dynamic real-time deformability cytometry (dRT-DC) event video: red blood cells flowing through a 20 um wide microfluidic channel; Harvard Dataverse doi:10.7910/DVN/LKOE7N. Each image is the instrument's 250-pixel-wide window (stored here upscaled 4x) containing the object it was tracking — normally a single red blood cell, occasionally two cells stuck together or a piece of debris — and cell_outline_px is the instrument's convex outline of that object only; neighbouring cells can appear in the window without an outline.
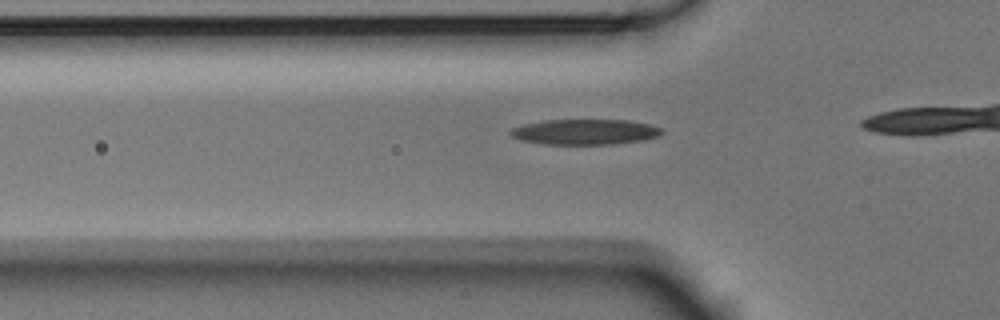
{"species": "Egyptian fruit bat (a non-hibernating species)", "species_latin": "Rousettus aegyptiacus", "temperature_condition": "room temperature", "stored_images_in_passage": 7, "camera_frame_rate_fps": 3000, "um_per_image_px": 0.085, "animal": {"sex": "male"}, "frame": {"image": 1, "passage_image": 2, "time_ms": 0.333, "image_size_px": [1000, 320], "cell_outline_px": [[664, 132], [660, 136], [644, 140], [616, 144], [544, 144], [520, 140], [512, 136], [508, 132], [512, 128], [524, 124], [544, 120], [628, 120], [648, 124], [660, 128]], "centroid_in_image_um": [49.73, 11.21], "position_along_channel_um": 76.1, "area_um2": 22.48}}
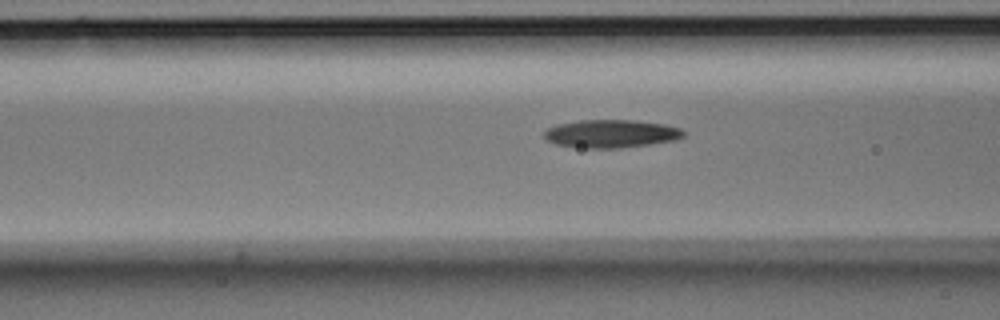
{"frame": {"image": 2, "passage_image": 5, "time_ms": 1.333, "image_size_px": [1000, 320], "cell_outline_px": [[684, 136], [676, 140], [620, 148], [584, 148], [556, 144], [548, 140], [544, 136], [544, 132], [548, 128], [556, 124], [580, 120], [632, 120], [664, 124], [680, 128], [684, 132]], "centroid_in_image_um": [51.94, 11.36], "position_along_channel_um": 114.7, "area_um2": 22.66}}